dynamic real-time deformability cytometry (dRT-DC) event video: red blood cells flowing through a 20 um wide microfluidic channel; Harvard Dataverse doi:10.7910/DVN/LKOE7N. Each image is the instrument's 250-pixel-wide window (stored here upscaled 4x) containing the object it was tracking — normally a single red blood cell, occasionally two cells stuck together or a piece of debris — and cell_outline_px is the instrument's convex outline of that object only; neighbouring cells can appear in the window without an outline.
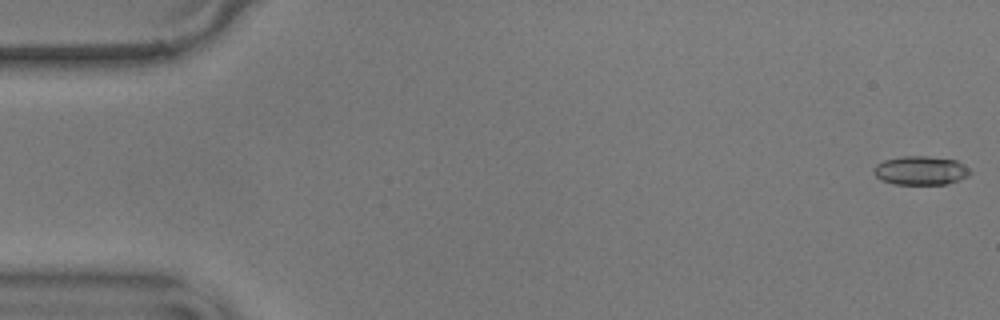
{"species": "common noctule bat (a hibernating species)", "species_latin": "Nyctalus noctula", "temperature_condition": "warm", "stored_images_in_passage": 57, "camera_frame_rate_fps": 3000, "um_per_image_px": 0.085, "animal": {"sex": "male", "body_mass_g": 17.9}, "frame": {"image": 1, "passage_image": 1, "time_ms": 0.0, "image_size_px": [1000, 320], "cell_outline_px": [[972, 172], [968, 176], [944, 184], [892, 184], [880, 180], [872, 172], [872, 168], [876, 164], [884, 160], [900, 156], [928, 156], [956, 160], [964, 164]], "centroid_in_image_um": [78.21, 14.48], "position_along_channel_um": 6.8, "area_um2": 16.3}}
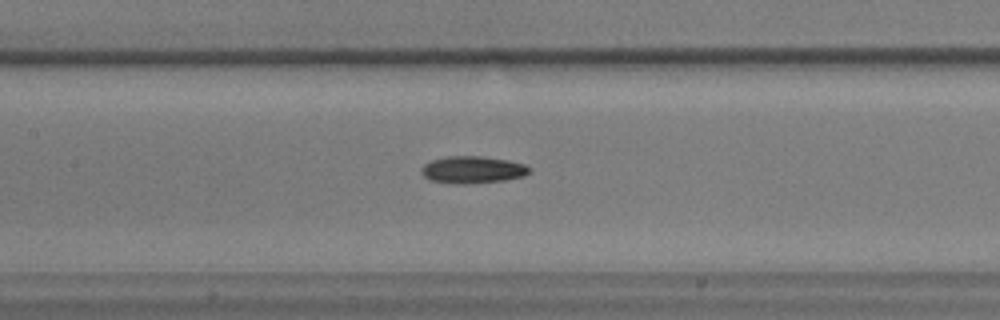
{"frame": {"image": 2, "passage_image": 26, "time_ms": 8.333, "image_size_px": [1000, 320], "cell_outline_px": [[532, 172], [524, 176], [504, 180], [428, 180], [420, 172], [420, 168], [424, 164], [432, 160], [448, 156], [480, 156], [508, 160], [524, 164], [532, 168]], "centroid_in_image_um": [40.23, 14.35], "position_along_channel_um": 167.2, "area_um2": 16.01}}
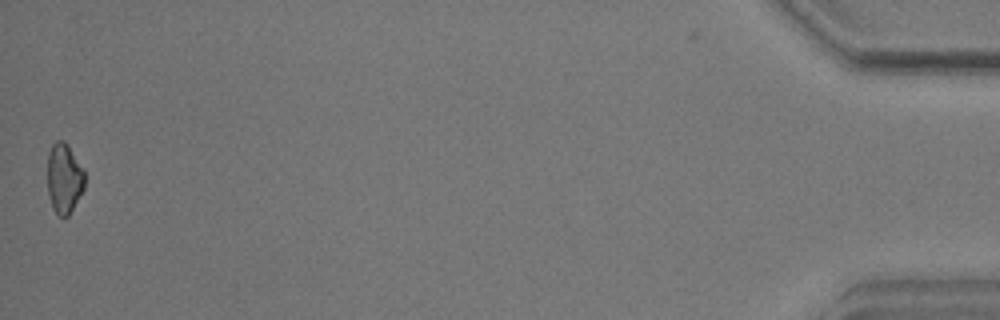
{"frame": {"image": 3, "passage_image": 56, "time_ms": 18.333, "image_size_px": [1000, 320], "cell_outline_px": [[84, 188], [68, 216], [56, 216], [52, 208], [48, 192], [48, 152], [52, 144], [56, 140], [64, 140], [68, 144], [84, 172]], "centroid_in_image_um": [5.43, 15.16], "position_along_channel_um": 429.8, "area_um2": 15.14}, "authors_computed_cell_mechanics": {"area_um2": 16.0684, "velocity_mm_per_s": 3.5918, "shape_relaxation_time_tau1_ms": 5.1859, "shape_relaxation_time_tau2_ms": null, "deformation_change_tau1": 0.1132, "deformation_change_tau2": null}}